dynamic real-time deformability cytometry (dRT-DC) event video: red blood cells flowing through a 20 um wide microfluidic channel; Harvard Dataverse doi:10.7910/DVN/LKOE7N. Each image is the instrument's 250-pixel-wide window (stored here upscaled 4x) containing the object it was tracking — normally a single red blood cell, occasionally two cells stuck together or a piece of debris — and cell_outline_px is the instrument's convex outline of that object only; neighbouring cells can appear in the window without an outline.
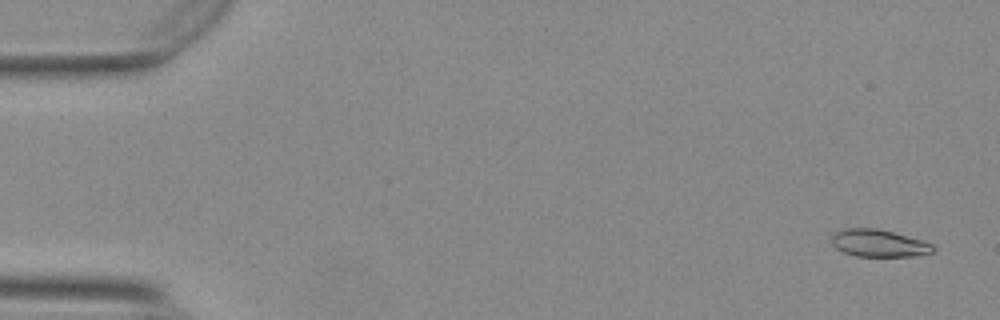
{"species": "Egyptian fruit bat (a non-hibernating species)", "species_latin": "Rousettus aegyptiacus", "temperature_condition": "warm", "stored_images_in_passage": 35, "camera_frame_rate_fps": 3000, "um_per_image_px": 0.085, "animal": {"sex": "female"}, "frame": {"image": 1, "passage_image": 3, "time_ms": 0.667, "image_size_px": [1000, 320], "cell_outline_px": [[936, 248], [932, 252], [912, 256], [856, 256], [844, 252], [836, 248], [832, 244], [832, 236], [836, 232], [844, 228], [876, 228], [892, 232], [920, 240], [932, 244]], "centroid_in_image_um": [74.67, 20.67], "position_along_channel_um": 10.3, "area_um2": 15.9}}
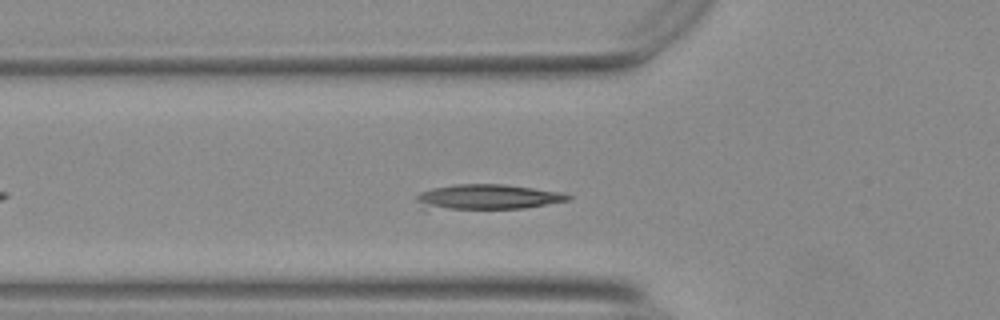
{"frame": {"image": 2, "passage_image": 12, "time_ms": 3.667, "image_size_px": [1000, 320], "cell_outline_px": [[572, 196], [568, 200], [524, 208], [424, 212], [420, 208], [416, 200], [416, 196], [420, 192], [432, 188], [456, 184], [504, 184], [560, 192]], "centroid_in_image_um": [41.23, 16.79], "position_along_channel_um": 84.6, "area_um2": 23.24}}
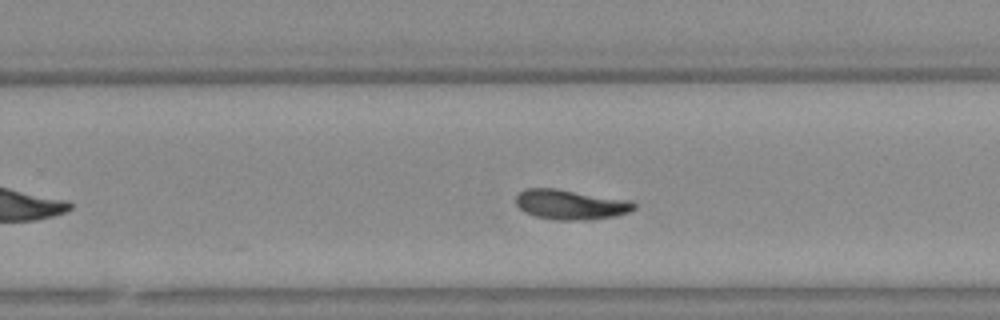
{"frame": {"image": 3, "passage_image": 28, "time_ms": 9.0, "image_size_px": [1000, 320], "cell_outline_px": [[636, 208], [628, 212], [616, 216], [592, 220], [556, 220], [536, 216], [524, 212], [516, 204], [516, 196], [524, 188], [556, 188], [632, 200], [636, 204]], "centroid_in_image_um": [48.53, 17.38], "position_along_channel_um": 281.3, "area_um2": 20.87}}